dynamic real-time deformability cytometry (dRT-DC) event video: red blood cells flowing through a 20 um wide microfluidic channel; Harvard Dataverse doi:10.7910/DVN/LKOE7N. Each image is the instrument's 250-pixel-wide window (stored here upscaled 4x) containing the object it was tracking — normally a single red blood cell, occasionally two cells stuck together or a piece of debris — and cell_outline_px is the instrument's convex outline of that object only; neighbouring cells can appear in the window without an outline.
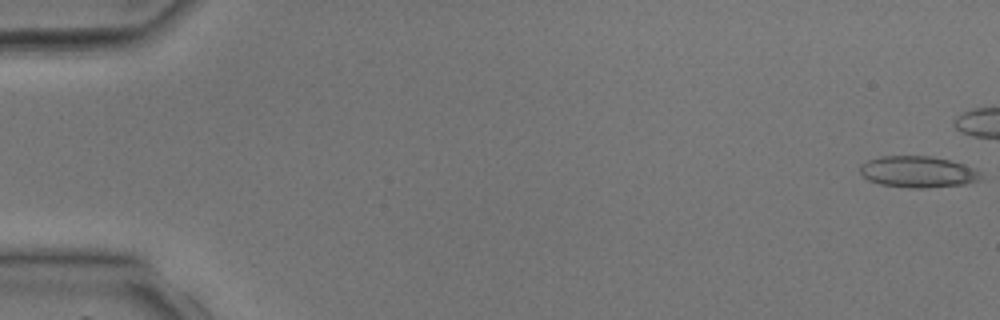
{"species": "common noctule bat (a hibernating species)", "species_latin": "Nyctalus noctula", "temperature_condition": "room temperature", "stored_images_in_passage": 5, "camera_frame_rate_fps": 3000, "um_per_image_px": 0.085, "animal": {"sex": "male", "body_mass_g": 17.9, "forearm_length_mm": 54.2}, "frame": {"image": 1, "passage_image": 1, "time_ms": 0.0, "image_size_px": [1000, 320], "cell_outline_px": [[980, 180], [972, 184], [924, 188], [908, 188], [880, 184], [868, 180], [860, 172], [860, 164], [868, 160], [880, 156], [932, 156], [964, 164], [976, 168], [980, 172]], "centroid_in_image_um": [78.05, 14.61], "position_along_channel_um": 6.9, "area_um2": 22.37}}